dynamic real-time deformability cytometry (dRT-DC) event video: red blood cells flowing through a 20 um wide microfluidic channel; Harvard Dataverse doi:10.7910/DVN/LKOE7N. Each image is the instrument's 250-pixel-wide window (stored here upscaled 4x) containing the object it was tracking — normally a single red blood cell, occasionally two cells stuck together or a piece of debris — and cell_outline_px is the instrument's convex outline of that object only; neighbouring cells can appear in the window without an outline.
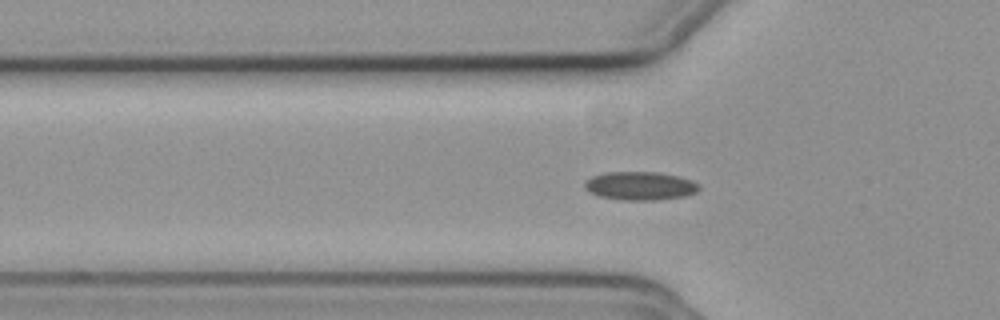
{"species": "common noctule bat (a hibernating species)", "species_latin": "Nyctalus noctula", "temperature_condition": "cold", "stored_images_in_passage": 34, "camera_frame_rate_fps": 3000, "um_per_image_px": 0.085, "animal": {"sex": "female", "body_mass_g": 19.3, "forearm_length_mm": 54.1}, "frame": {"image": 1, "passage_image": 2, "time_ms": 0.333, "image_size_px": [1000, 320], "cell_outline_px": [[700, 188], [696, 192], [684, 196], [656, 200], [620, 200], [600, 196], [588, 192], [584, 188], [584, 184], [592, 176], [604, 172], [656, 172], [676, 176], [692, 180], [700, 184]], "centroid_in_image_um": [54.4, 15.8], "position_along_channel_um": 71.4, "area_um2": 18.96}}
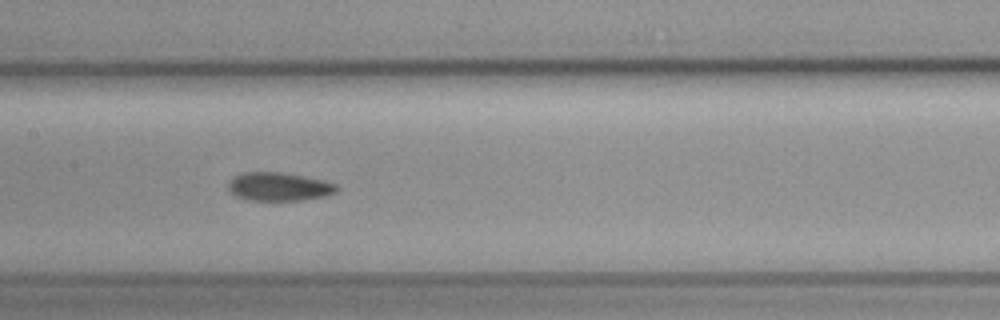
{"frame": {"image": 2, "passage_image": 11, "time_ms": 3.333, "image_size_px": [1000, 320], "cell_outline_px": [[336, 192], [328, 196], [304, 200], [248, 200], [236, 196], [228, 188], [228, 184], [240, 172], [280, 172], [304, 176], [324, 180], [336, 184]], "centroid_in_image_um": [23.74, 15.87], "position_along_channel_um": 183.7, "area_um2": 17.92}}
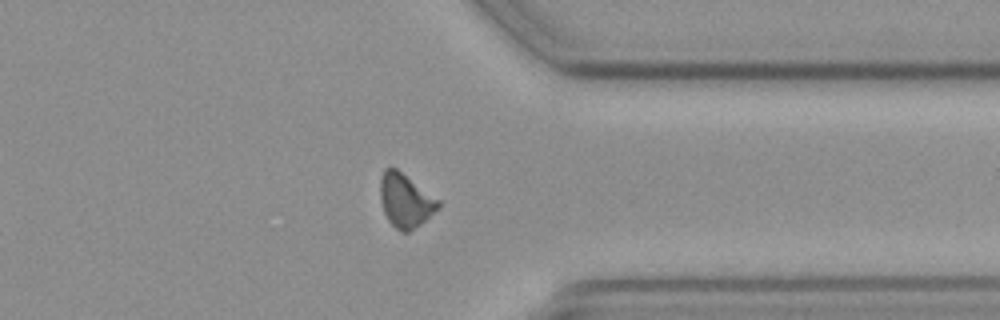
{"frame": {"image": 3, "passage_image": 27, "time_ms": 8.667, "image_size_px": [1000, 320], "cell_outline_px": [[440, 208], [420, 224], [408, 232], [400, 232], [388, 220], [384, 212], [380, 200], [380, 180], [384, 168], [396, 168], [440, 200]], "centroid_in_image_um": [34.46, 17.04], "position_along_channel_um": 376.9, "area_um2": 18.09}, "authors_computed_cell_mechanics": {"area_um2": 17.9758, "velocity_mm_per_s": 3.7418, "shape_relaxation_time_tau1_ms": 9.6419, "shape_relaxation_time_tau2_ms": null, "deformation_change_tau1": 0.1255, "deformation_change_tau2": null}}